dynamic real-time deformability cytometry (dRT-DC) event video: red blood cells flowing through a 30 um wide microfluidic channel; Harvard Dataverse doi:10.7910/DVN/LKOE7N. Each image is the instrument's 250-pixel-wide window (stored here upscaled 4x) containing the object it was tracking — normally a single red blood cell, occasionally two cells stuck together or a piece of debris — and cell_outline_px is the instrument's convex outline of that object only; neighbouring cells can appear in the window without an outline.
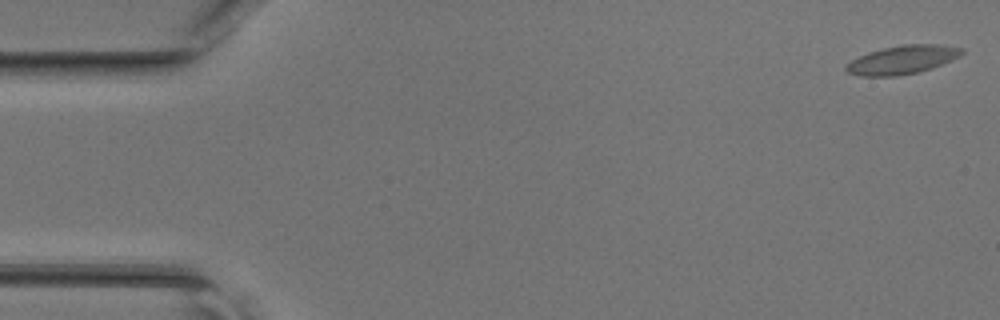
{"species": "common noctule bat (a hibernating species)", "species_latin": "Nyctalus noctula", "temperature_condition": "room temperature", "stored_images_in_passage": 47, "camera_frame_rate_fps": 3000, "um_per_image_px": 0.085, "animal": {"sex": "female", "body_mass_g": 17.0, "forearm_length_mm": 48.0}, "frame": {"image": 1, "passage_image": 1, "time_ms": 0.0, "image_size_px": [1000, 320], "cell_outline_px": [[964, 52], [960, 56], [940, 64], [916, 72], [896, 76], [864, 76], [848, 72], [844, 68], [844, 64], [868, 52], [884, 48], [904, 44], [936, 44], [964, 48]], "centroid_in_image_um": [76.67, 5.07], "position_along_channel_um": 8.3, "area_um2": 18.9}}
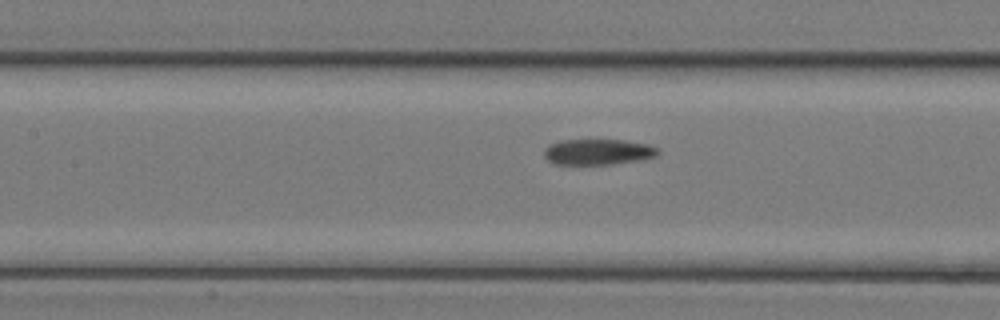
{"frame": {"image": 2, "passage_image": 21, "time_ms": 6.667, "image_size_px": [1000, 320], "cell_outline_px": [[660, 152], [656, 156], [640, 160], [612, 164], [552, 164], [544, 156], [544, 152], [552, 144], [560, 140], [624, 140], [648, 144], [660, 148]], "centroid_in_image_um": [50.88, 12.91], "position_along_channel_um": 156.5, "area_um2": 17.05}}
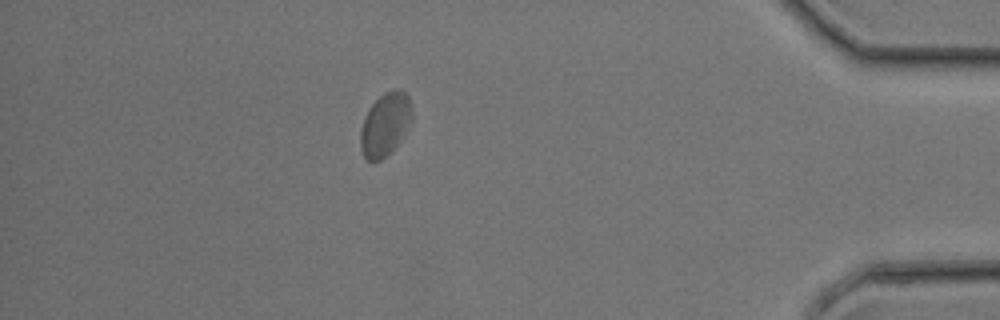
{"frame": {"image": 3, "passage_image": 41, "time_ms": 13.333, "image_size_px": [1000, 320], "cell_outline_px": [[412, 120], [400, 140], [380, 160], [368, 160], [364, 156], [360, 148], [360, 132], [364, 120], [372, 104], [384, 92], [392, 88], [400, 88], [408, 96], [412, 116]], "centroid_in_image_um": [32.74, 10.53], "position_along_channel_um": 402.5, "area_um2": 18.5}}